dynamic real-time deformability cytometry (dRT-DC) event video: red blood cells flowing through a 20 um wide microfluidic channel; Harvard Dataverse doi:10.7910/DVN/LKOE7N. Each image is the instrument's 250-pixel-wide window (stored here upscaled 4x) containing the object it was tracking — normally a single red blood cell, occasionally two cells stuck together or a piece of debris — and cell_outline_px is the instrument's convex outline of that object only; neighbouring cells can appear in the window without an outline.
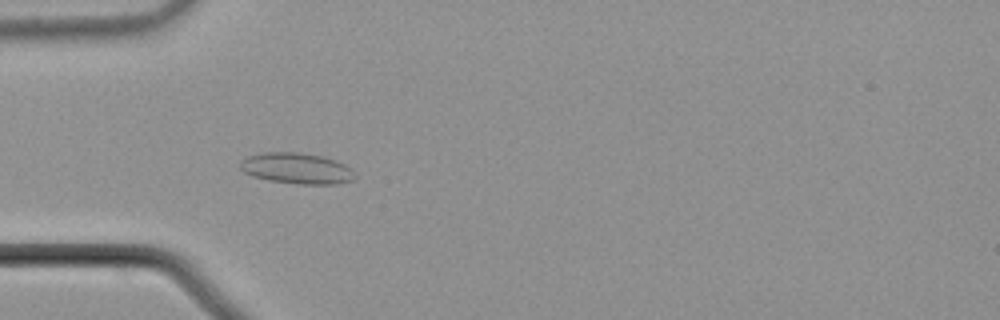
{"species": "common noctule bat (a hibernating species)", "species_latin": "Nyctalus noctula", "temperature_condition": "cold", "stored_images_in_passage": 57, "camera_frame_rate_fps": 3000, "um_per_image_px": 0.085, "animal": {"sex": "male", "body_mass_g": 21.5, "forearm_length_mm": 52.0}, "frame": {"image": 1, "passage_image": 18, "time_ms": 5.667, "image_size_px": [1000, 320], "cell_outline_px": [[356, 180], [336, 184], [296, 184], [268, 180], [252, 176], [244, 172], [240, 168], [240, 160], [248, 156], [260, 152], [300, 152], [324, 156], [336, 160], [352, 168], [356, 176]], "centroid_in_image_um": [25.24, 14.31], "position_along_channel_um": 59.8, "area_um2": 21.1}}
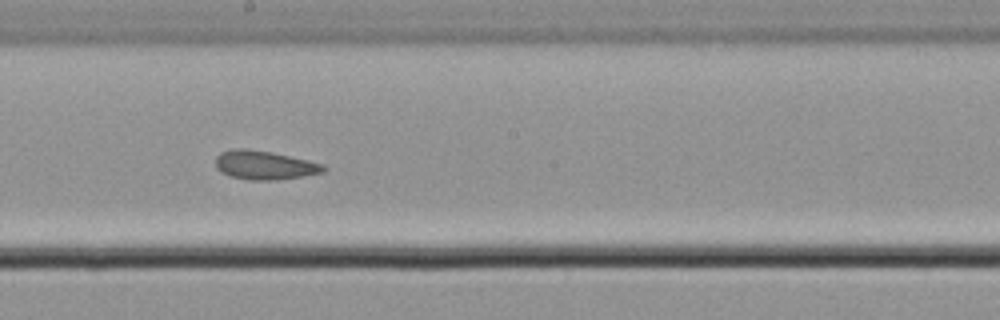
{"frame": {"image": 2, "passage_image": 32, "time_ms": 10.333, "image_size_px": [1000, 320], "cell_outline_px": [[328, 168], [324, 172], [276, 180], [252, 180], [232, 176], [220, 172], [216, 168], [216, 156], [220, 152], [232, 148], [248, 148], [272, 152], [308, 160], [324, 164]], "centroid_in_image_um": [22.47, 14.02], "position_along_channel_um": 225.7, "area_um2": 18.21}}
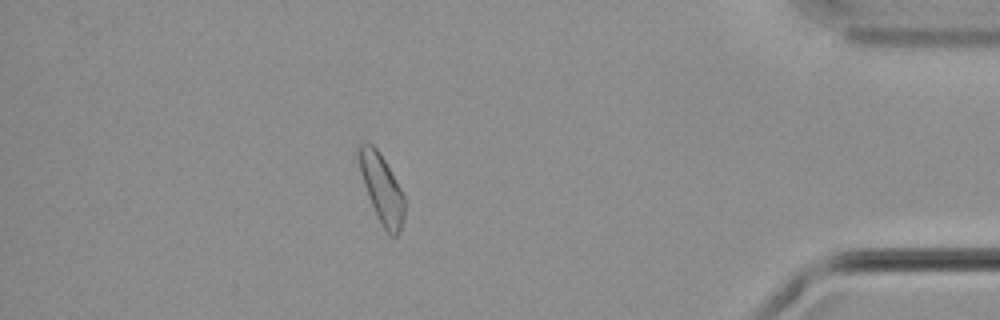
{"frame": {"image": 3, "passage_image": 50, "time_ms": 16.333, "image_size_px": [1000, 320], "cell_outline_px": [[404, 216], [400, 232], [396, 236], [392, 236], [384, 228], [376, 216], [368, 196], [360, 172], [356, 148], [360, 144], [372, 144], [376, 148], [384, 160], [404, 192]], "centroid_in_image_um": [32.44, 16.03], "position_along_channel_um": 402.8, "area_um2": 18.21}, "authors_computed_cell_mechanics": {"area_um2": 18.6116, "velocity_mm_per_s": 3.6784, "shape_relaxation_time_tau1_ms": 7.6568, "shape_relaxation_time_tau2_ms": 1.4747, "deformation_change_tau1": 0.0999, "deformation_change_tau2": 0.0781}}